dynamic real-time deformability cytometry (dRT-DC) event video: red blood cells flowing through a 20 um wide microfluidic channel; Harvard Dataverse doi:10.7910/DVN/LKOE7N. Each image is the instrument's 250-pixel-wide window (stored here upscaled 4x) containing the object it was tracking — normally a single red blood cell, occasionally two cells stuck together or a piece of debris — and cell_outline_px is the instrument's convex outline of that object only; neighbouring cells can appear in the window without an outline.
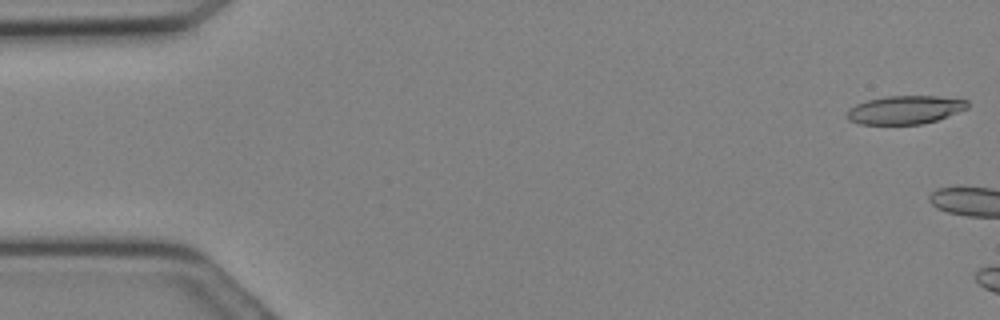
{"species": "Egyptian fruit bat (a non-hibernating species)", "species_latin": "Rousettus aegyptiacus", "temperature_condition": "cold", "stored_images_in_passage": 3, "camera_frame_rate_fps": 3000, "um_per_image_px": 0.085, "animal": {"sex": "female"}, "frame": {"image": 1, "passage_image": 1, "time_ms": 0.0, "image_size_px": [1000, 320], "cell_outline_px": [[968, 108], [936, 120], [920, 124], [860, 124], [848, 120], [848, 108], [856, 104], [868, 100], [888, 96], [936, 96], [968, 100]], "centroid_in_image_um": [76.92, 9.33], "position_along_channel_um": 8.1, "area_um2": 19.71}}